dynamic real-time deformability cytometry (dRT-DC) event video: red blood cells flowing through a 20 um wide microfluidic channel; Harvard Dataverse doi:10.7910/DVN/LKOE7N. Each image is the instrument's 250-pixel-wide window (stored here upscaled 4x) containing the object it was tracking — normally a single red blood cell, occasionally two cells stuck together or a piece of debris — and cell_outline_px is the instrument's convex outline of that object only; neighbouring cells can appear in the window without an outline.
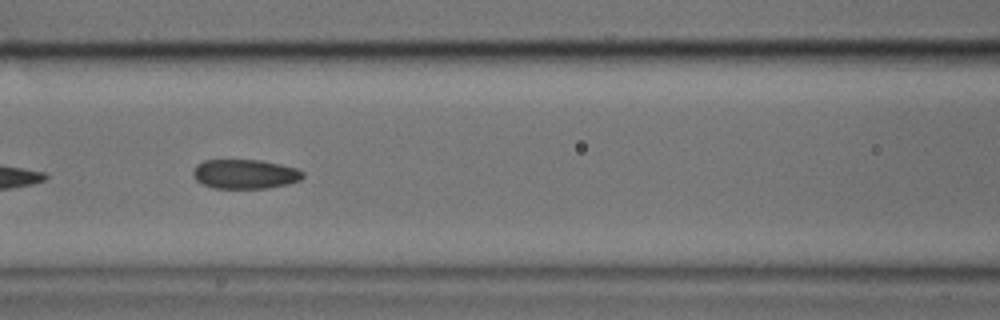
{"species": "common noctule bat (a hibernating species)", "species_latin": "Nyctalus noctula", "temperature_condition": "cold", "stored_images_in_passage": 34, "camera_frame_rate_fps": 3000, "um_per_image_px": 0.085, "animal": {"sex": "male", "body_mass_g": 17.9, "forearm_length_mm": 54.2}, "frame": {"image": 1, "passage_image": 6, "time_ms": 1.667, "image_size_px": [1000, 320], "cell_outline_px": [[304, 176], [300, 180], [288, 184], [268, 188], [216, 188], [200, 184], [192, 176], [192, 172], [196, 164], [204, 160], [260, 160], [280, 164], [296, 168], [304, 172]], "centroid_in_image_um": [20.8, 14.79], "position_along_channel_um": 145.8, "area_um2": 18.96}}
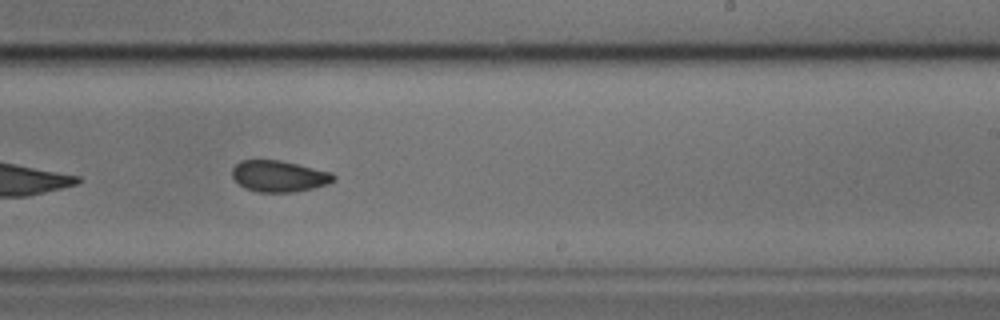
{"frame": {"image": 2, "passage_image": 15, "time_ms": 4.667, "image_size_px": [1000, 320], "cell_outline_px": [[336, 180], [328, 184], [312, 188], [292, 192], [260, 192], [244, 188], [232, 176], [232, 168], [240, 160], [280, 160], [332, 172], [336, 176]], "centroid_in_image_um": [23.73, 14.97], "position_along_channel_um": 265.3, "area_um2": 18.5}}